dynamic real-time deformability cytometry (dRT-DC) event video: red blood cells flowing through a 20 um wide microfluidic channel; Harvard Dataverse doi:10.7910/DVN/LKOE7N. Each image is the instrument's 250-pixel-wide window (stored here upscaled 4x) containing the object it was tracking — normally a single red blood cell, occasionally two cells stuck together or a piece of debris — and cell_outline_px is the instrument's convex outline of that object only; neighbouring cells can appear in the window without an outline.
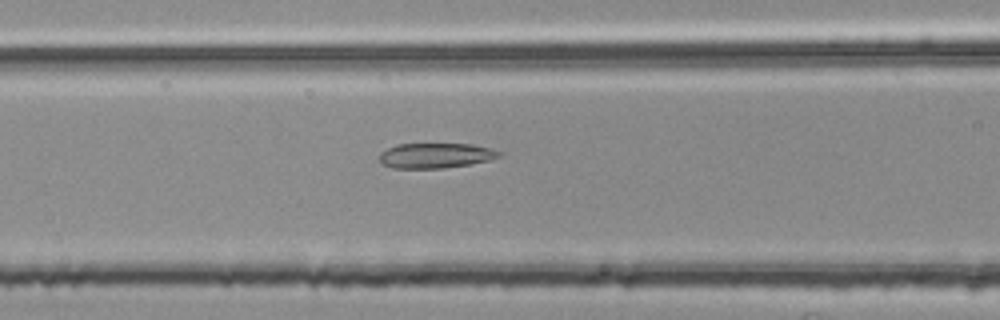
{"species": "common noctule bat (a hibernating species)", "species_latin": "Nyctalus noctula", "temperature_condition": "room temperature", "stored_images_in_passage": 45, "segment_of_instrument_passage": [2, 2], "camera_frame_rate_fps": 3000, "um_per_image_px": 0.085, "animal": {"sex": "female", "body_mass_g": 25.1}, "frame": {"image": 1, "passage_image": 15, "time_ms": 4.667, "image_size_px": [1000, 320], "cell_outline_px": [[504, 152], [500, 156], [488, 160], [468, 164], [444, 168], [392, 168], [384, 164], [380, 160], [380, 152], [396, 144], [472, 144], [492, 148]], "centroid_in_image_um": [37.05, 13.21], "position_along_channel_um": 129.6, "area_um2": 17.46}}
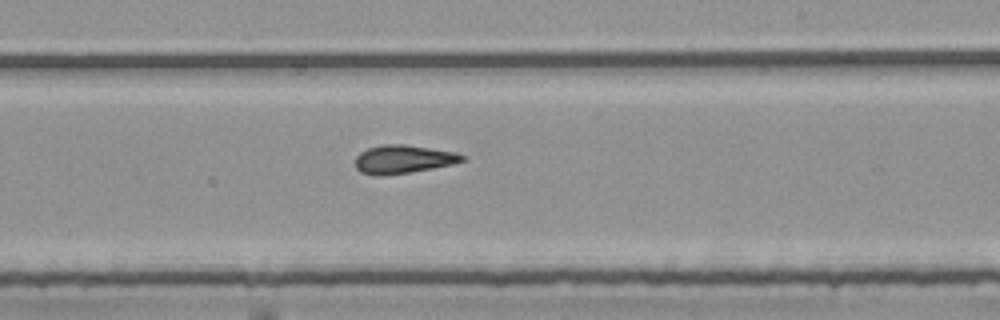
{"frame": {"image": 2, "passage_image": 25, "time_ms": 8.0, "image_size_px": [1000, 320], "cell_outline_px": [[464, 160], [452, 164], [432, 168], [408, 172], [380, 176], [376, 176], [360, 172], [356, 168], [356, 156], [360, 152], [368, 148], [384, 144], [404, 144], [456, 152], [464, 156]], "centroid_in_image_um": [34.24, 13.53], "position_along_channel_um": 254.8, "area_um2": 17.51}}
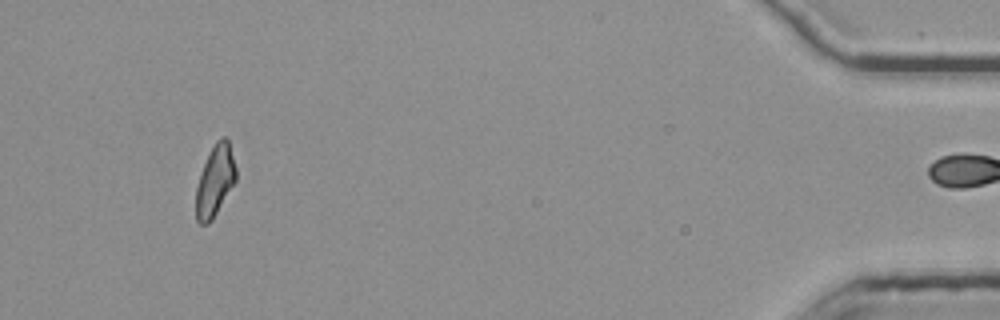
{"frame": {"image": 3, "passage_image": 44, "time_ms": 14.333, "image_size_px": [1000, 320], "cell_outline_px": [[236, 180], [212, 220], [208, 224], [200, 224], [196, 220], [196, 188], [204, 164], [216, 140], [220, 136], [224, 136], [228, 140], [236, 168]], "centroid_in_image_um": [18.28, 15.38], "position_along_channel_um": 416.9, "area_um2": 16.3}}